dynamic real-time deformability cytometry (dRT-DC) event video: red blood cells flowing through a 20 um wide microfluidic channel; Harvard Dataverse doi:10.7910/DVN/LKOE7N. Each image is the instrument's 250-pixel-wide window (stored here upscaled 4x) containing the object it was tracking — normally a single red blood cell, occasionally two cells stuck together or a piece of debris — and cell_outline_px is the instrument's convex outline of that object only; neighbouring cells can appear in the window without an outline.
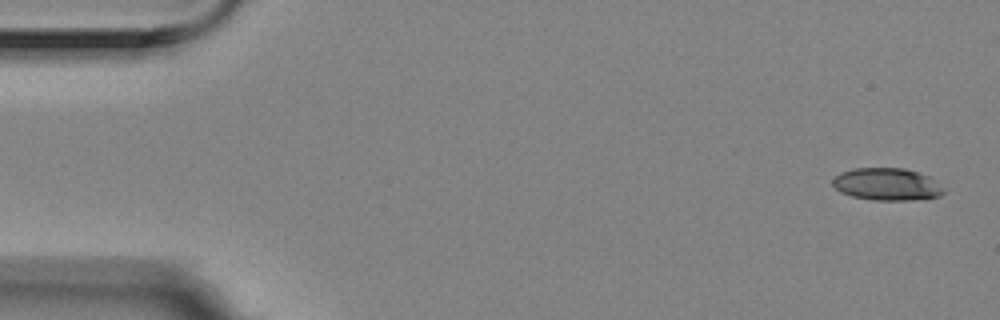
{"species": "Egyptian fruit bat (a non-hibernating species)", "species_latin": "Rousettus aegyptiacus", "temperature_condition": "room temperature", "stored_images_in_passage": 3, "segment_of_instrument_passage": [2, 2], "camera_frame_rate_fps": 3000, "um_per_image_px": 0.085, "animal": {"sex": "female"}, "frame": {"image": 1, "passage_image": 3, "time_ms": 0.667, "image_size_px": [1000, 320], "cell_outline_px": [[944, 192], [940, 196], [908, 200], [872, 200], [852, 196], [840, 192], [832, 184], [832, 180], [840, 172], [852, 168], [904, 168], [920, 172], [928, 176], [944, 188]], "centroid_in_image_um": [75.37, 15.65], "position_along_channel_um": 9.6, "area_um2": 20.92}}